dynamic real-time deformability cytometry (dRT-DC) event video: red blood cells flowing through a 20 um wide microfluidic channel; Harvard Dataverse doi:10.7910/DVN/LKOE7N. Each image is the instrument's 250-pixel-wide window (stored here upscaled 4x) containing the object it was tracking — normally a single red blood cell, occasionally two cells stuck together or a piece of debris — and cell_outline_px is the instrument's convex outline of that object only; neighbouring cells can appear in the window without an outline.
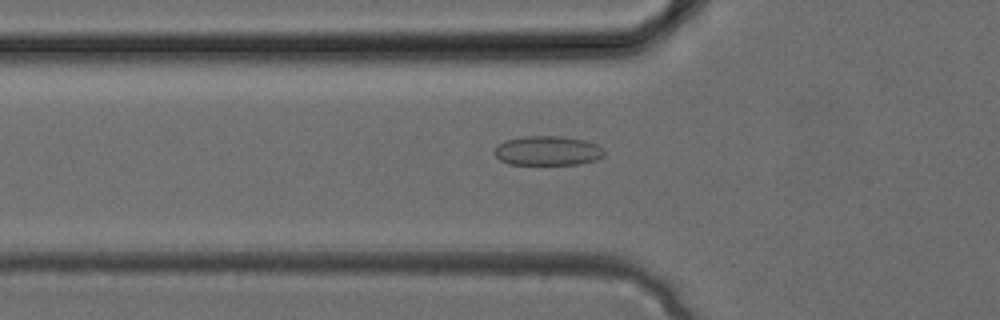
{"species": "common noctule bat (a hibernating species)", "species_latin": "Nyctalus noctula", "temperature_condition": "cold", "stored_images_in_passage": 28, "camera_frame_rate_fps": 3000, "um_per_image_px": 0.085, "animal": {"sex": "female", "body_mass_g": 24.6, "forearm_length_mm": 56.2}, "frame": {"image": 1, "passage_image": 6, "time_ms": 1.667, "image_size_px": [1000, 320], "cell_outline_px": [[604, 156], [596, 160], [580, 164], [508, 164], [500, 160], [492, 152], [496, 144], [504, 140], [524, 136], [560, 136], [584, 140], [596, 144], [604, 148]], "centroid_in_image_um": [46.52, 12.81], "position_along_channel_um": 79.3, "area_um2": 19.07}}
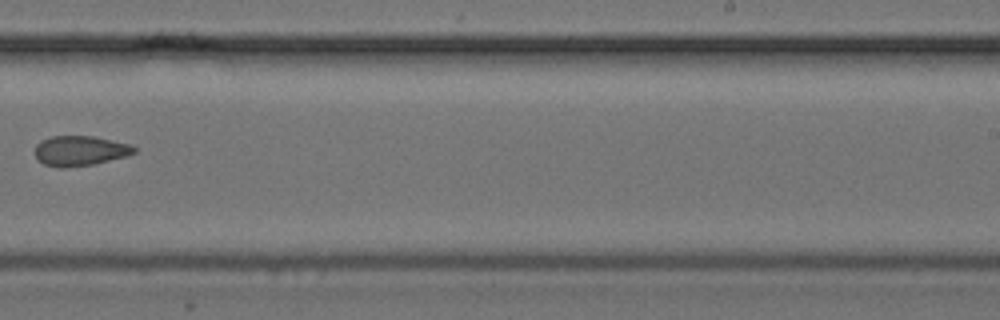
{"frame": {"image": 2, "passage_image": 16, "time_ms": 5.0, "image_size_px": [1000, 320], "cell_outline_px": [[136, 152], [128, 156], [92, 164], [64, 168], [60, 168], [44, 164], [36, 160], [36, 144], [40, 140], [52, 136], [92, 136], [128, 144], [136, 148]], "centroid_in_image_um": [6.77, 12.82], "position_along_channel_um": 282.2, "area_um2": 17.28}}
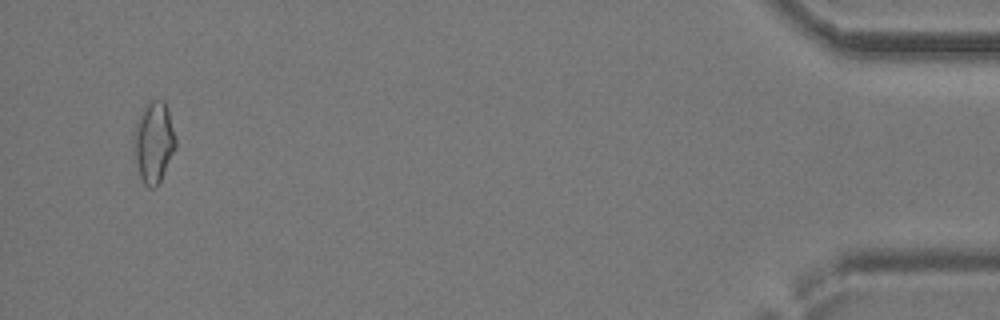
{"frame": {"image": 3, "passage_image": 27, "time_ms": 8.667, "image_size_px": [1000, 320], "cell_outline_px": [[176, 148], [156, 188], [148, 188], [144, 184], [140, 176], [132, 144], [132, 132], [140, 112], [144, 104], [152, 100], [164, 100], [168, 108], [176, 140]], "centroid_in_image_um": [13.04, 12.05], "position_along_channel_um": 422.2, "area_um2": 20.06}}